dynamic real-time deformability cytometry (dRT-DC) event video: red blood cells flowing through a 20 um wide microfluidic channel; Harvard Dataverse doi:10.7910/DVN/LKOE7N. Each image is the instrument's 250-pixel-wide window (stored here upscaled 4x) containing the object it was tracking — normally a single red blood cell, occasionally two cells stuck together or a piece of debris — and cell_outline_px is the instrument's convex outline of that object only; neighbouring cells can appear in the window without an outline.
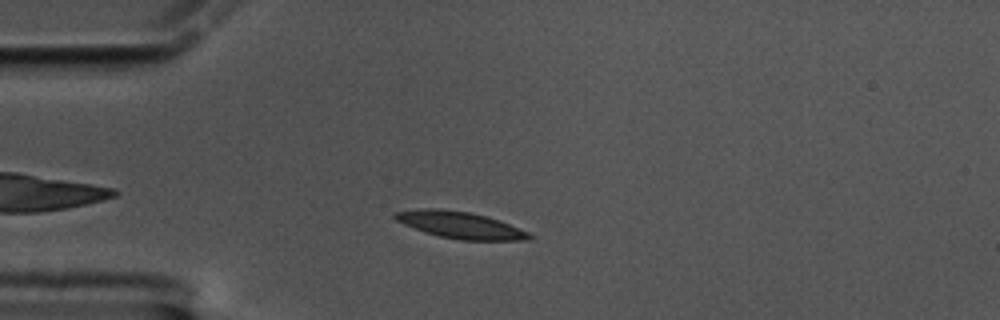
{"species": "common noctule bat (a hibernating species)", "species_latin": "Nyctalus noctula", "temperature_condition": "cold", "stored_images_in_passage": 52, "camera_frame_rate_fps": 3000, "um_per_image_px": 0.085, "animal": {"sex": "male", "body_mass_g": 17.5, "forearm_length_mm": 52.3}, "frame": {"image": 1, "passage_image": 7, "time_ms": 2.0, "image_size_px": [1000, 320], "cell_outline_px": [[536, 236], [528, 240], [460, 240], [440, 236], [424, 232], [404, 224], [396, 220], [392, 216], [396, 212], [420, 208], [440, 208], [468, 212], [488, 216], [528, 232]], "centroid_in_image_um": [39.12, 19.12], "position_along_channel_um": 45.9, "area_um2": 20.87}}
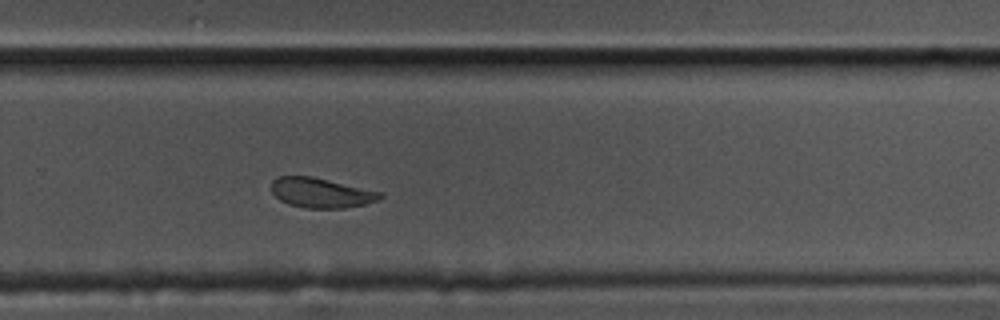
{"frame": {"image": 2, "passage_image": 32, "time_ms": 10.333, "image_size_px": [1000, 320], "cell_outline_px": [[384, 196], [380, 200], [364, 204], [344, 208], [304, 208], [288, 204], [280, 200], [272, 192], [272, 180], [276, 176], [312, 176], [384, 192]], "centroid_in_image_um": [27.32, 16.38], "position_along_channel_um": 302.5, "area_um2": 19.13}}
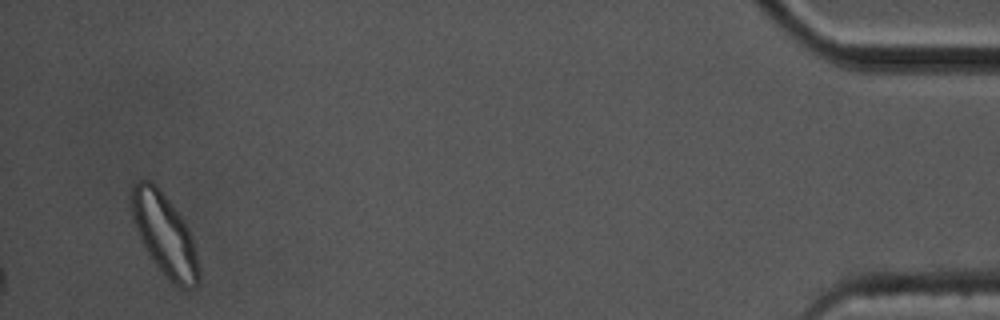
{"frame": {"image": 3, "passage_image": 50, "time_ms": 16.333, "image_size_px": [1000, 320], "cell_outline_px": [[200, 284], [192, 288], [180, 288], [152, 260], [144, 248], [136, 228], [132, 216], [128, 192], [128, 188], [136, 180], [152, 180], [160, 188], [184, 220], [192, 236], [196, 252], [200, 276]], "centroid_in_image_um": [13.95, 19.85], "position_along_channel_um": 421.2, "area_um2": 32.37}, "authors_computed_cell_mechanics": {"area_um2": 20.3456, "velocity_mm_per_s": 3.2884, "shape_relaxation_time_tau1_ms": 2.5527, "shape_relaxation_time_tau2_ms": 4.0192, "deformation_change_tau1": 0.125, "deformation_change_tau2": 0.0685}}